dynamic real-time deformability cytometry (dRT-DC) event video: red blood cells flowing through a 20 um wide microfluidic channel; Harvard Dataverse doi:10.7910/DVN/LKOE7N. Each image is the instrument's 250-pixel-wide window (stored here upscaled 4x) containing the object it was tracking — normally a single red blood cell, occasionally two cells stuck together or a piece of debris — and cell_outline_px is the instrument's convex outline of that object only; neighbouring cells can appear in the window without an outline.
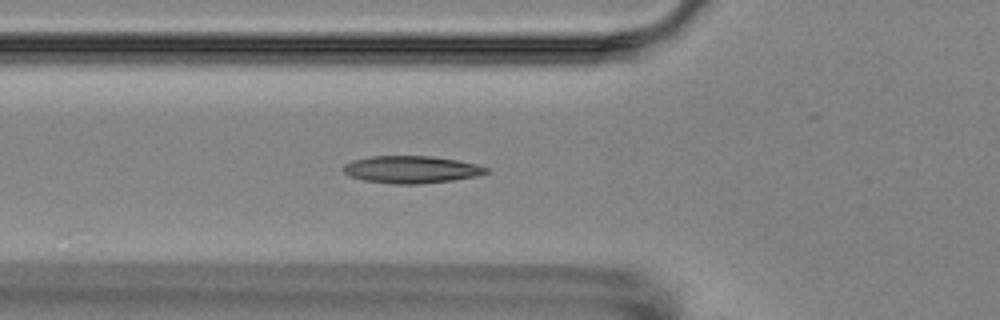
{"species": "Egyptian fruit bat (a non-hibernating species)", "species_latin": "Rousettus aegyptiacus", "temperature_condition": "room temperature", "stored_images_in_passage": 3, "camera_frame_rate_fps": 3000, "um_per_image_px": 0.085, "animal": {"sex": "female"}, "frame": {"image": 1, "passage_image": 3, "time_ms": 2.333, "image_size_px": [1000, 320], "cell_outline_px": [[492, 172], [476, 176], [452, 180], [416, 184], [392, 184], [364, 180], [348, 176], [340, 168], [344, 164], [352, 160], [372, 156], [432, 156], [456, 160], [476, 164], [488, 168]], "centroid_in_image_um": [34.93, 14.41], "position_along_channel_um": 90.9, "area_um2": 22.83}}